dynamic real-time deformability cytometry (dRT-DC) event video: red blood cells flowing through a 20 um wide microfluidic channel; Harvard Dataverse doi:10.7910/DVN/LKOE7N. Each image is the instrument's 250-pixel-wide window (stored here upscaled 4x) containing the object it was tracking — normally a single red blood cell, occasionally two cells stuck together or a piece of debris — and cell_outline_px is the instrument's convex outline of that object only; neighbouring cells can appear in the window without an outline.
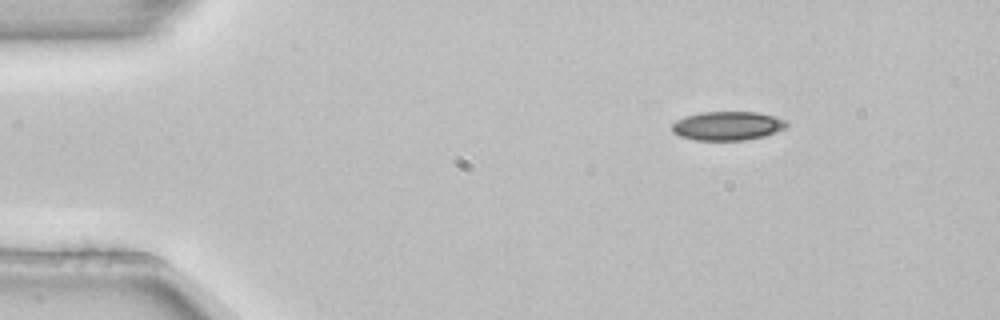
{"species": "common noctule bat (a hibernating species)", "species_latin": "Nyctalus noctula", "temperature_condition": "room temperature", "stored_images_in_passage": 3, "camera_frame_rate_fps": 3000, "um_per_image_px": 0.085, "animal": {"sex": "female", "body_mass_g": 22.7, "forearm_length_mm": 54.2}, "frame": {"image": 1, "passage_image": 1, "time_ms": 0.0, "image_size_px": [1000, 320], "cell_outline_px": [[788, 124], [784, 128], [764, 136], [744, 140], [696, 140], [680, 136], [672, 132], [672, 124], [676, 120], [684, 116], [700, 112], [756, 112], [772, 116], [784, 120]], "centroid_in_image_um": [61.78, 10.69], "position_along_channel_um": 23.2, "area_um2": 19.13}}
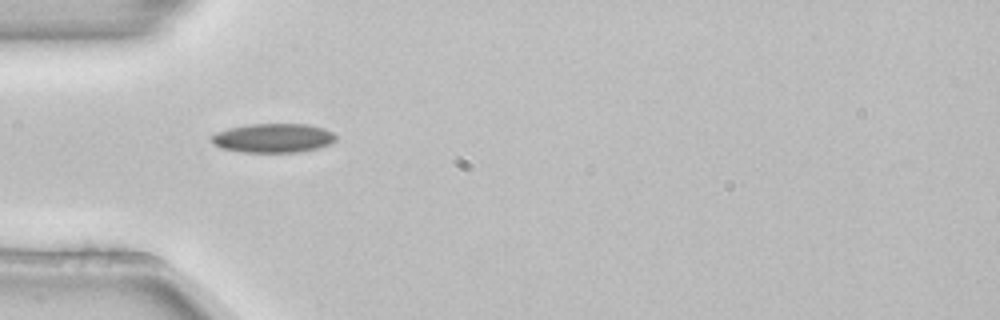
{"frame": {"image": 2, "passage_image": 3, "time_ms": 0.667, "image_size_px": [1000, 320], "cell_outline_px": [[336, 140], [328, 144], [316, 148], [296, 152], [244, 152], [220, 148], [212, 144], [212, 136], [216, 132], [228, 128], [248, 124], [308, 124], [324, 128], [332, 132], [336, 136]], "centroid_in_image_um": [23.2, 11.72], "position_along_channel_um": 61.8, "area_um2": 21.04}}